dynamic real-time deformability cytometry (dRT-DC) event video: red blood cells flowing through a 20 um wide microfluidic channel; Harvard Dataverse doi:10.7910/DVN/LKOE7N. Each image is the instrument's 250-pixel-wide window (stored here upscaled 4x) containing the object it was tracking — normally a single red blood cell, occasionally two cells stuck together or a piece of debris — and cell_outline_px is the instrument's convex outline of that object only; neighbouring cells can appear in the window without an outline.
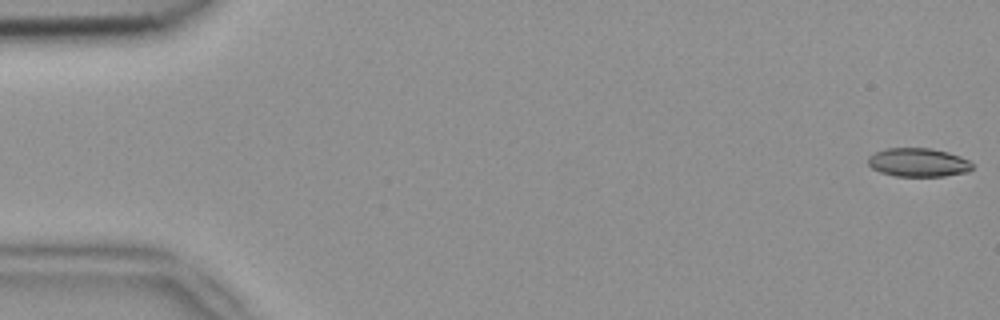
{"species": "common noctule bat (a hibernating species)", "species_latin": "Nyctalus noctula", "temperature_condition": "room temperature", "stored_images_in_passage": 52, "camera_frame_rate_fps": 3000, "um_per_image_px": 0.085, "animal": {"sex": "female", "body_mass_g": 18.4}, "frame": {"image": 1, "passage_image": 1, "time_ms": 0.0, "image_size_px": [1000, 320], "cell_outline_px": [[972, 168], [968, 172], [944, 176], [896, 176], [880, 172], [872, 168], [868, 164], [868, 156], [884, 148], [932, 148], [948, 152], [960, 156], [968, 160], [972, 164]], "centroid_in_image_um": [78.04, 13.8], "position_along_channel_um": 7.0, "area_um2": 17.46}}
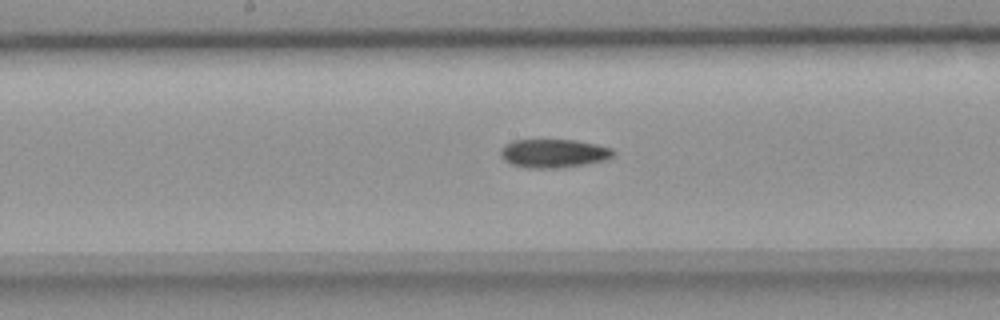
{"frame": {"image": 2, "passage_image": 27, "time_ms": 8.667, "image_size_px": [1000, 320], "cell_outline_px": [[616, 152], [612, 156], [604, 160], [584, 164], [560, 168], [528, 168], [512, 164], [504, 160], [500, 156], [500, 152], [504, 144], [512, 140], [576, 140], [596, 144], [612, 148]], "centroid_in_image_um": [47.04, 13.03], "position_along_channel_um": 201.2, "area_um2": 18.79}}
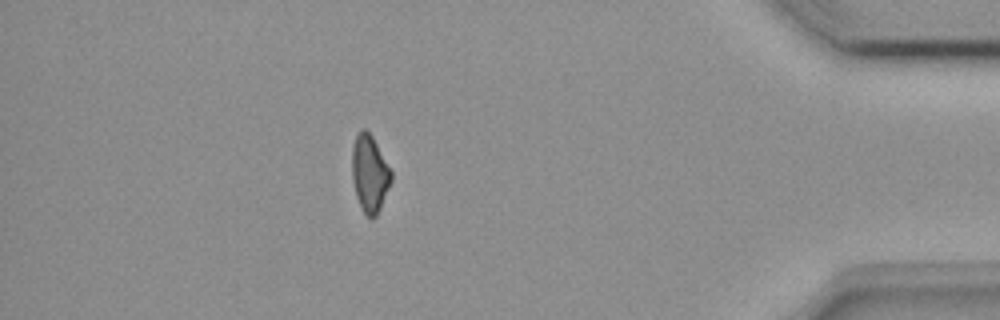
{"frame": {"image": 3, "passage_image": 46, "time_ms": 15.0, "image_size_px": [1000, 320], "cell_outline_px": [[392, 180], [380, 208], [376, 216], [372, 220], [364, 212], [356, 196], [352, 180], [352, 148], [356, 136], [360, 128], [364, 128], [372, 136], [392, 172]], "centroid_in_image_um": [31.41, 14.75], "position_along_channel_um": 403.8, "area_um2": 17.46}, "authors_computed_cell_mechanics": {"area_um2": 18.3226, "velocity_mm_per_s": 3.9202, "shape_relaxation_time_tau1_ms": null, "shape_relaxation_time_tau2_ms": 5.7493, "deformation_change_tau1": null, "deformation_change_tau2": 0.1305}}